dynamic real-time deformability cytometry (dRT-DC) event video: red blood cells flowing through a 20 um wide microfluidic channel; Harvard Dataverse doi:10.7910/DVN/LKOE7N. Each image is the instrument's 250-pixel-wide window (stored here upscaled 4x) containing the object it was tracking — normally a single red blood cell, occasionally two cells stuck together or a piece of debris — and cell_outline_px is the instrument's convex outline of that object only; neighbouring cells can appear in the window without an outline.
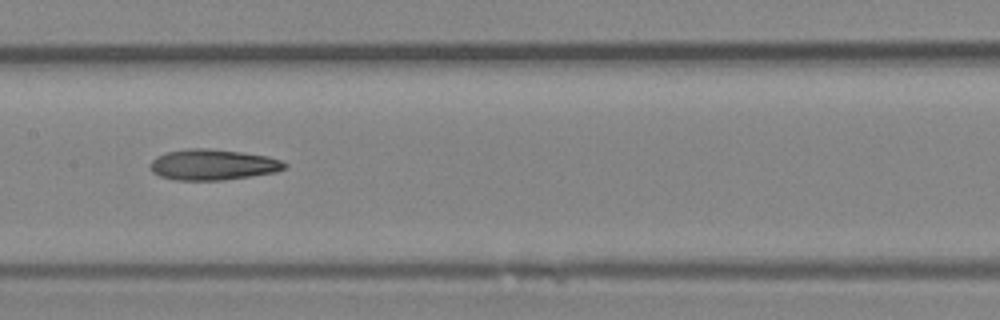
{"species": "Egyptian fruit bat (a non-hibernating species)", "species_latin": "Rousettus aegyptiacus", "temperature_condition": "room temperature", "stored_images_in_passage": 9, "camera_frame_rate_fps": 3000, "um_per_image_px": 0.085, "animal": {"sex": "female"}, "frame": {"image": 1, "passage_image": 7, "time_ms": 2.0, "image_size_px": [1000, 320], "cell_outline_px": [[288, 168], [276, 172], [224, 180], [176, 180], [160, 176], [152, 172], [148, 164], [156, 156], [168, 152], [188, 148], [208, 148], [240, 152], [268, 156], [280, 160], [288, 164]], "centroid_in_image_um": [18.09, 14.0], "position_along_channel_um": 189.3, "area_um2": 24.22}}
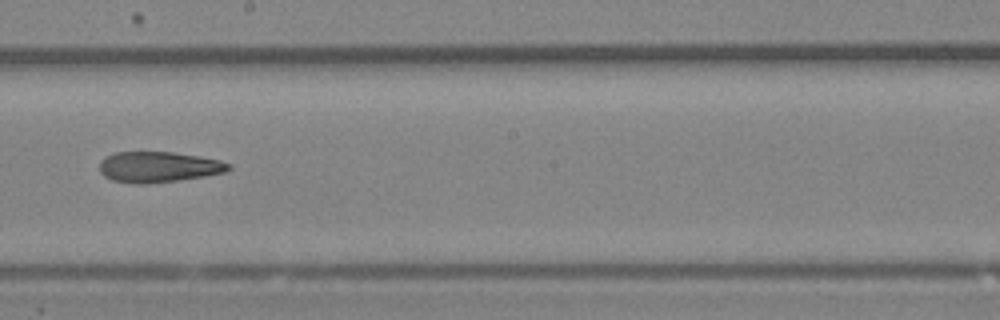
{"frame": {"image": 2, "passage_image": 8, "time_ms": 2.333, "image_size_px": [1000, 320], "cell_outline_px": [[232, 168], [224, 172], [204, 176], [176, 180], [144, 184], [136, 184], [112, 180], [104, 176], [100, 172], [100, 160], [104, 156], [116, 152], [172, 152], [200, 156], [220, 160], [232, 164]], "centroid_in_image_um": [13.46, 14.18], "position_along_channel_um": 234.7, "area_um2": 23.12}}
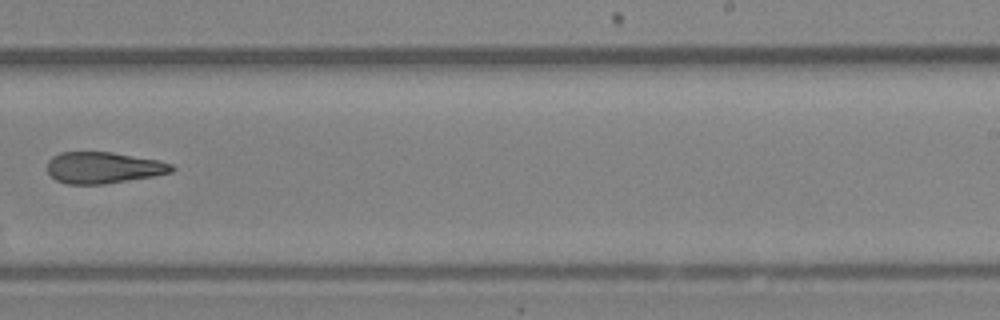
{"frame": {"image": 3, "passage_image": 9, "time_ms": 2.667, "image_size_px": [1000, 320], "cell_outline_px": [[176, 168], [172, 172], [152, 176], [104, 184], [68, 184], [56, 180], [48, 172], [48, 160], [52, 156], [60, 152], [112, 152], [156, 160], [172, 164]], "centroid_in_image_um": [8.77, 14.25], "position_along_channel_um": 280.2, "area_um2": 22.6}}